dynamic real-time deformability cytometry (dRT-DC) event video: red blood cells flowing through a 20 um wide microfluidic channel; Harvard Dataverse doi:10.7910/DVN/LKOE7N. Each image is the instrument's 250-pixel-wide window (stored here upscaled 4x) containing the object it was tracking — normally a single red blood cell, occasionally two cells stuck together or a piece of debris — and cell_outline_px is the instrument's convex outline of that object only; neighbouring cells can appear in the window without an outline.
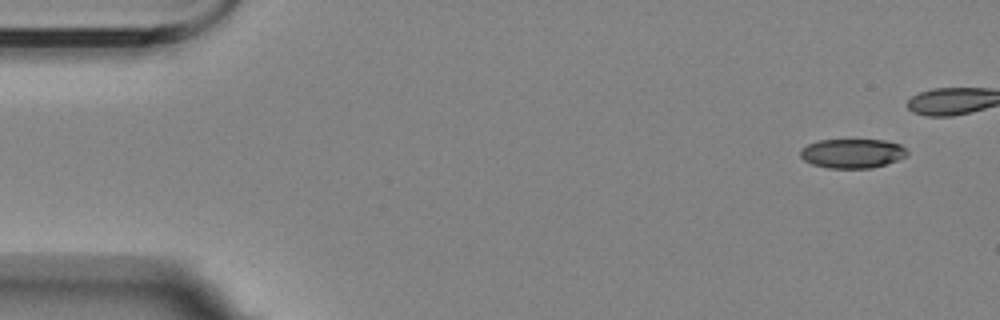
{"species": "Egyptian fruit bat (a non-hibernating species)", "species_latin": "Rousettus aegyptiacus", "temperature_condition": "room temperature", "stored_images_in_passage": 20, "camera_frame_rate_fps": 3000, "um_per_image_px": 0.085, "animal": {"sex": "female"}, "frame": {"image": 1, "passage_image": 1, "time_ms": 0.0, "image_size_px": [1000, 320], "cell_outline_px": [[908, 156], [872, 168], [828, 168], [812, 164], [804, 160], [800, 156], [800, 148], [808, 144], [820, 140], [884, 140], [900, 144], [908, 152]], "centroid_in_image_um": [72.43, 13.04], "position_along_channel_um": 12.6, "area_um2": 18.21}}
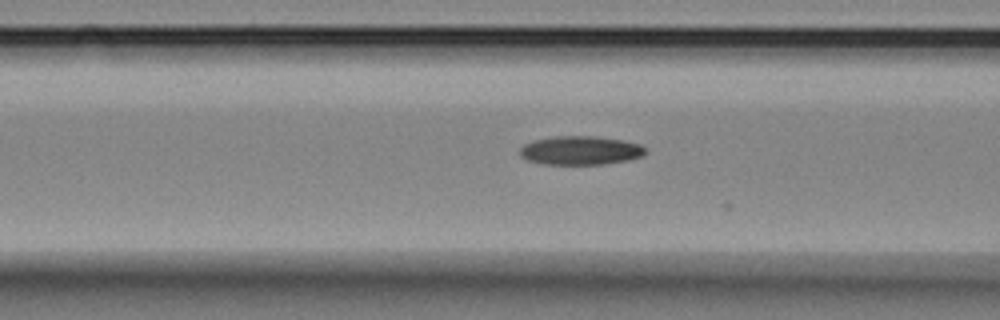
{"frame": {"image": 2, "passage_image": 19, "time_ms": 6.0, "image_size_px": [1000, 320], "cell_outline_px": [[648, 152], [644, 156], [628, 160], [604, 164], [544, 164], [528, 160], [520, 156], [520, 148], [524, 144], [536, 140], [552, 136], [596, 136], [620, 140], [640, 144]], "centroid_in_image_um": [49.35, 12.79], "position_along_channel_um": 117.2, "area_um2": 21.04}}